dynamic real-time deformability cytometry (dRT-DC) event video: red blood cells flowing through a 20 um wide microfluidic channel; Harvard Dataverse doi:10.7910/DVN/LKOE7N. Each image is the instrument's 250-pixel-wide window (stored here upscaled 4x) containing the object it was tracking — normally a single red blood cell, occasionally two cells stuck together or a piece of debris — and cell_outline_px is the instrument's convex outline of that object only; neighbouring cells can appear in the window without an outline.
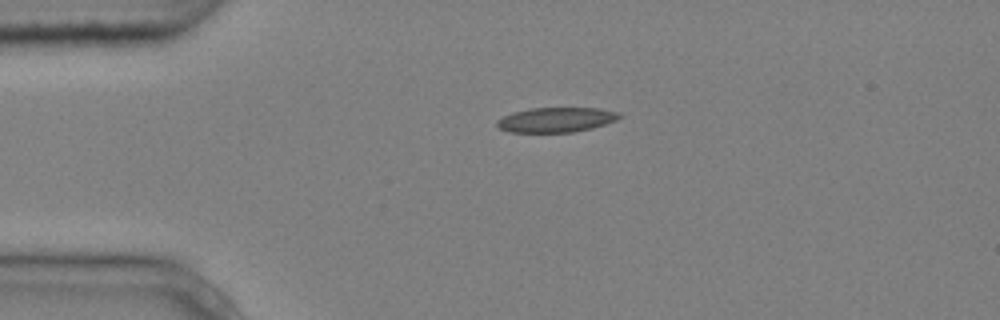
{"species": "common noctule bat (a hibernating species)", "species_latin": "Nyctalus noctula", "temperature_condition": "cold", "stored_images_in_passage": 3, "camera_frame_rate_fps": 3000, "um_per_image_px": 0.085, "animal": {"sex": "male", "body_mass_g": 20.4}, "frame": {"image": 1, "passage_image": 1, "time_ms": 0.0, "image_size_px": [1000, 320], "cell_outline_px": [[624, 116], [616, 120], [592, 128], [572, 132], [508, 132], [500, 128], [496, 124], [496, 120], [512, 112], [528, 108], [600, 108], [616, 112]], "centroid_in_image_um": [47.25, 10.17], "position_along_channel_um": 37.7, "area_um2": 17.69}}
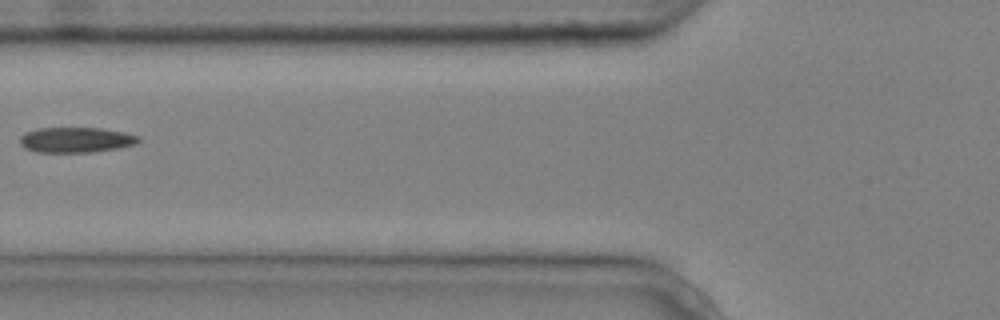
{"frame": {"image": 2, "passage_image": 3, "time_ms": 0.667, "image_size_px": [1000, 320], "cell_outline_px": [[140, 140], [132, 144], [120, 148], [92, 152], [36, 152], [24, 148], [20, 144], [20, 136], [24, 132], [36, 128], [100, 128], [124, 132], [140, 136]], "centroid_in_image_um": [6.41, 11.89], "position_along_channel_um": 119.4, "area_um2": 17.57}}